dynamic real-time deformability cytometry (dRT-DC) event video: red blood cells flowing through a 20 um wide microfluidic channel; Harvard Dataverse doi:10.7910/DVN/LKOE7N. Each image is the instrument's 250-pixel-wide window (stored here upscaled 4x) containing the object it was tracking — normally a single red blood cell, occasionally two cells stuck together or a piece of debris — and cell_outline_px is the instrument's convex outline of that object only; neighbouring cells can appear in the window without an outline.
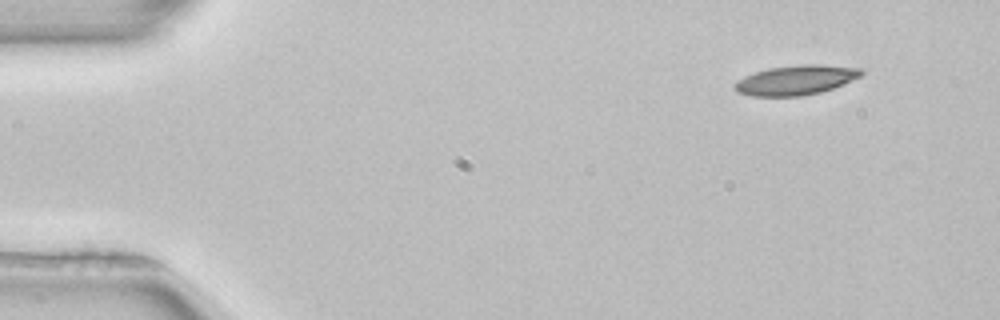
{"species": "common noctule bat (a hibernating species)", "species_latin": "Nyctalus noctula", "temperature_condition": "room temperature", "stored_images_in_passage": 48, "camera_frame_rate_fps": 3000, "um_per_image_px": 0.085, "animal": {"sex": "female", "body_mass_g": 22.7, "forearm_length_mm": 54.2}, "frame": {"image": 1, "passage_image": 1, "time_ms": 0.0, "image_size_px": [1000, 320], "cell_outline_px": [[864, 72], [860, 76], [844, 84], [820, 92], [804, 96], [752, 96], [736, 92], [736, 84], [744, 76], [768, 68], [804, 64], [820, 64], [860, 68]], "centroid_in_image_um": [67.68, 6.8], "position_along_channel_um": 17.3, "area_um2": 21.68}}
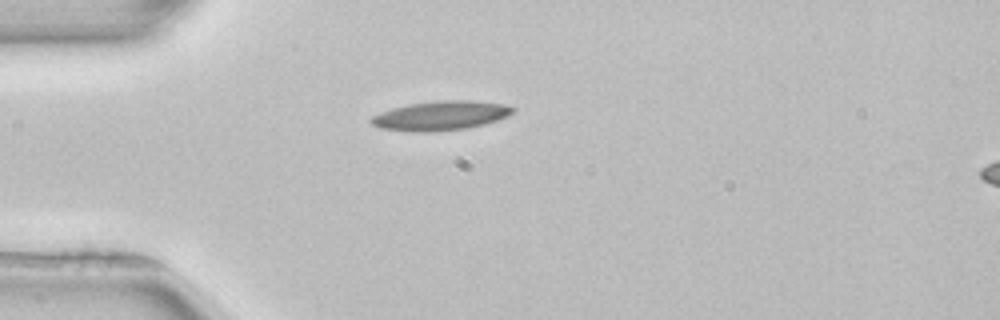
{"frame": {"image": 2, "passage_image": 10, "time_ms": 3.0, "image_size_px": [1000, 320], "cell_outline_px": [[516, 112], [496, 120], [484, 124], [468, 128], [428, 132], [412, 132], [380, 128], [372, 124], [368, 120], [372, 116], [380, 112], [392, 108], [412, 104], [444, 100], [472, 100], [504, 104], [516, 108]], "centroid_in_image_um": [37.46, 9.83], "position_along_channel_um": 47.5, "area_um2": 24.16}}
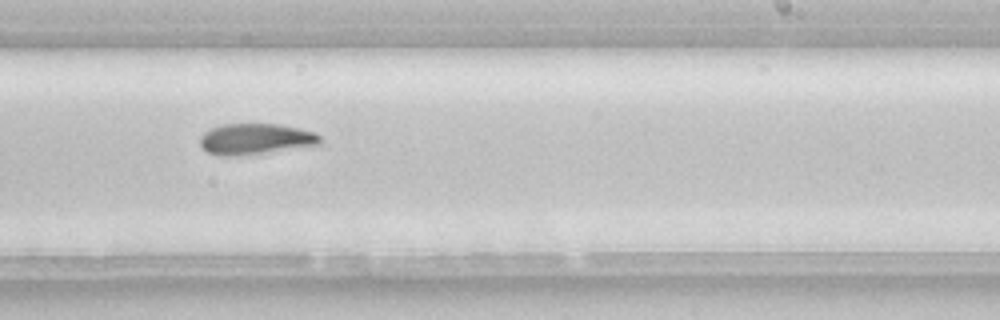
{"frame": {"image": 3, "passage_image": 28, "time_ms": 9.0, "image_size_px": [1000, 320], "cell_outline_px": [[324, 140], [320, 144], [232, 156], [220, 156], [208, 152], [200, 144], [200, 136], [204, 132], [212, 128], [224, 124], [280, 124], [300, 128], [312, 132], [320, 136]], "centroid_in_image_um": [21.7, 11.79], "position_along_channel_um": 267.3, "area_um2": 21.21}, "authors_computed_cell_mechanics": {"area_um2": 21.5305, "velocity_mm_per_s": 3.947, "shape_relaxation_time_tau1_ms": 8.5568, "shape_relaxation_time_tau2_ms": 10.3745, "deformation_change_tau1": 0.1836, "deformation_change_tau2": 0.1741}}